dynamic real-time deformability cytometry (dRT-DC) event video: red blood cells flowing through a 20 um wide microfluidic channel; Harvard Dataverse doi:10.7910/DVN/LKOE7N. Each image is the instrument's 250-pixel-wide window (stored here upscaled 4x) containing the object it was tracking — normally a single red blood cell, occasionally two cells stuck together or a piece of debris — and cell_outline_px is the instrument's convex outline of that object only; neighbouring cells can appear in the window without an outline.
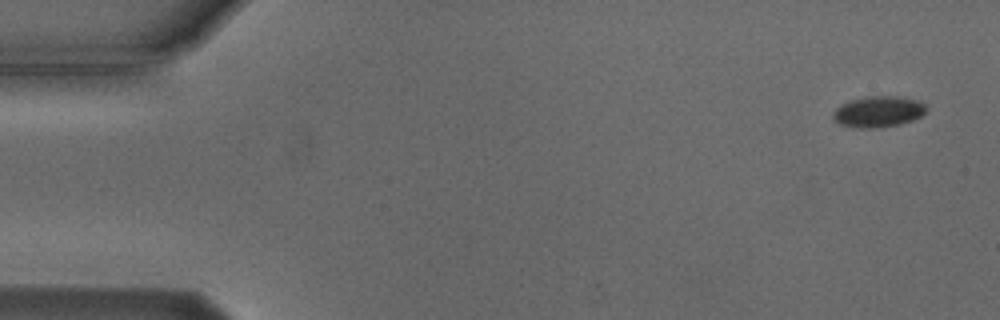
{"species": "Egyptian fruit bat (a non-hibernating species)", "species_latin": "Rousettus aegyptiacus", "temperature_condition": "cold", "stored_images_in_passage": 5, "camera_frame_rate_fps": 3000, "um_per_image_px": 0.085, "animal": {"sex": "male"}, "frame": {"image": 1, "passage_image": 1, "time_ms": 0.0, "image_size_px": [1000, 320], "cell_outline_px": [[928, 108], [920, 116], [912, 120], [900, 124], [868, 128], [860, 128], [840, 124], [832, 116], [836, 108], [840, 104], [848, 100], [868, 96], [900, 96], [920, 100]], "centroid_in_image_um": [74.67, 9.46], "position_along_channel_um": 10.3, "area_um2": 16.82}}
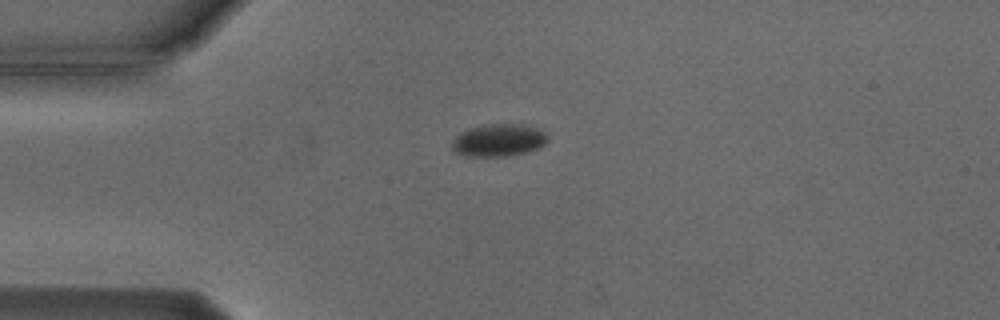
{"frame": {"image": 2, "passage_image": 4, "time_ms": 3.667, "image_size_px": [1000, 320], "cell_outline_px": [[548, 140], [544, 144], [536, 148], [524, 152], [504, 156], [468, 156], [452, 152], [452, 140], [460, 132], [472, 128], [488, 124], [520, 124], [536, 128], [544, 132], [548, 136]], "centroid_in_image_um": [42.34, 11.92], "position_along_channel_um": 42.7, "area_um2": 17.86}}